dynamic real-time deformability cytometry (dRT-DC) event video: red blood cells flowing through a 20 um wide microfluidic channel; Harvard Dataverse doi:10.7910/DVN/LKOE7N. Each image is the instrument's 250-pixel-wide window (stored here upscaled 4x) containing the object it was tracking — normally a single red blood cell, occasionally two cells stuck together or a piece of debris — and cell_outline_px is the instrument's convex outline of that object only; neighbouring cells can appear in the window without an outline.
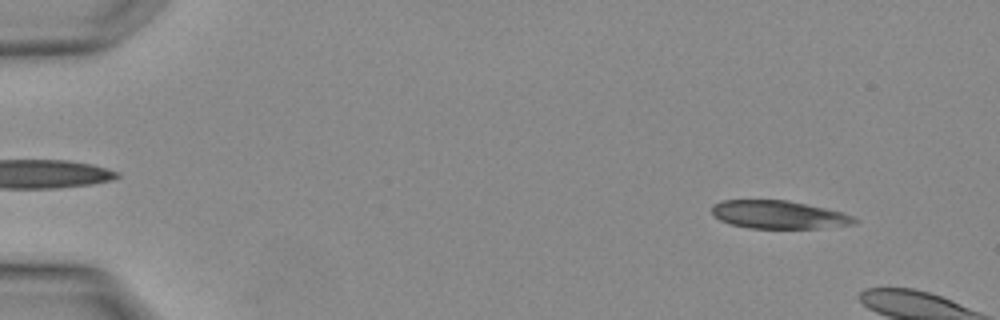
{"species": "Egyptian fruit bat (a non-hibernating species)", "species_latin": "Rousettus aegyptiacus", "temperature_condition": "warm", "stored_images_in_passage": 4, "segment_of_instrument_passage": [2, 2], "camera_frame_rate_fps": 3000, "um_per_image_px": 0.085, "animal": {"sex": "female"}, "frame": {"image": 1, "passage_image": 4, "time_ms": 1.0, "image_size_px": [1000, 320], "cell_outline_px": [[860, 220], [856, 224], [816, 228], [748, 228], [732, 224], [720, 220], [712, 216], [712, 204], [720, 200], [788, 200], [824, 208], [840, 212], [852, 216]], "centroid_in_image_um": [66.15, 18.24], "position_along_channel_um": 18.8, "area_um2": 23.29}}